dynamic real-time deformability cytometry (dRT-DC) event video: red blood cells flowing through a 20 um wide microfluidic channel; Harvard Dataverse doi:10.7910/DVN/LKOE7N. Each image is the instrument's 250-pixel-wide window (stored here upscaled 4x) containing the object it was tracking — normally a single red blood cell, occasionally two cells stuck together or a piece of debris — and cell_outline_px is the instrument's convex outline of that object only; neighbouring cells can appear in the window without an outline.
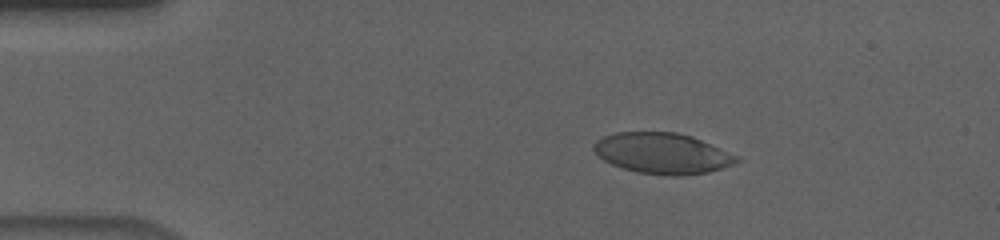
{"species": "human", "species_latin": "Homo sapiens", "temperature_condition": "cold", "stored_images_in_passage": 56, "camera_frame_rate_fps": 3000, "um_per_image_px": 0.085, "donor": {"sex": "male"}, "frame": {"image": 1, "passage_image": 10, "time_ms": 3.0, "image_size_px": [1000, 240], "cell_outline_px": [[740, 160], [732, 164], [708, 172], [684, 176], [668, 176], [636, 172], [612, 164], [604, 160], [592, 148], [592, 144], [596, 140], [604, 136], [616, 132], [676, 132], [692, 136], [740, 156]], "centroid_in_image_um": [56.31, 13.03], "position_along_channel_um": 28.7, "area_um2": 34.04}}
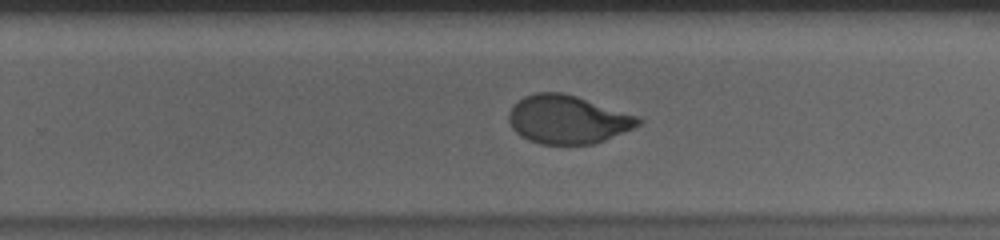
{"frame": {"image": 2, "passage_image": 36, "time_ms": 11.667, "image_size_px": [1000, 240], "cell_outline_px": [[644, 120], [640, 124], [632, 128], [604, 140], [592, 144], [540, 144], [528, 140], [520, 136], [512, 128], [508, 120], [508, 112], [512, 104], [524, 96], [536, 92], [564, 92], [640, 116]], "centroid_in_image_um": [48.22, 10.14], "position_along_channel_um": 281.6, "area_um2": 36.76}}
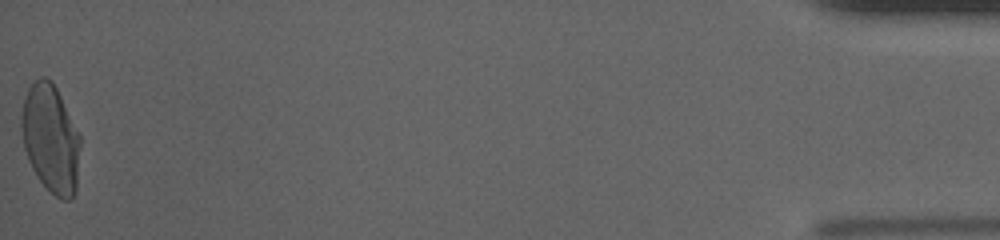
{"frame": {"image": 3, "passage_image": 56, "time_ms": 18.333, "image_size_px": [1000, 240], "cell_outline_px": [[80, 144], [76, 192], [68, 200], [60, 200], [36, 176], [28, 160], [24, 148], [20, 128], [20, 116], [24, 96], [28, 88], [40, 76], [44, 76], [52, 80], [80, 136]], "centroid_in_image_um": [4.28, 11.77], "position_along_channel_um": 430.9, "area_um2": 37.11}, "authors_computed_cell_mechanics": {"area_um2": 37.0209, "velocity_mm_per_s": 3.6655, "shape_relaxation_time_tau1_ms": 6.0109, "shape_relaxation_time_tau2_ms": 0.9083, "deformation_change_tau1": 0.2051, "deformation_change_tau2": 0.0475}}